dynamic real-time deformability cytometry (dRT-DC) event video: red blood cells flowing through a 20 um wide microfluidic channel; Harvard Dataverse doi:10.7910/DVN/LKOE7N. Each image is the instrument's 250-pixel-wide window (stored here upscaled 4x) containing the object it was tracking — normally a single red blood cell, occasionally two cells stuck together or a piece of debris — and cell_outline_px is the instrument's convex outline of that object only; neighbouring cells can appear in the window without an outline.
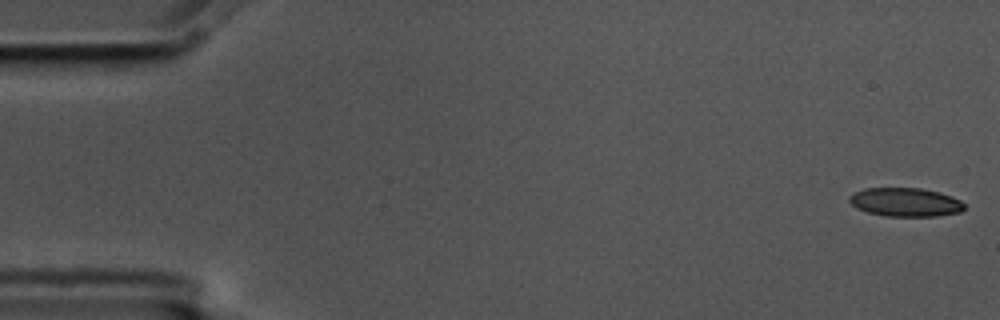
{"species": "common noctule bat (a hibernating species)", "species_latin": "Nyctalus noctula", "temperature_condition": "cold", "stored_images_in_passage": 17, "camera_frame_rate_fps": 3000, "um_per_image_px": 0.085, "animal": {"sex": "male", "body_mass_g": 17.5, "forearm_length_mm": 52.3}, "frame": {"image": 1, "passage_image": 1, "time_ms": 0.0, "image_size_px": [1000, 320], "cell_outline_px": [[964, 208], [960, 212], [936, 216], [884, 216], [868, 212], [856, 208], [848, 200], [848, 196], [852, 192], [864, 188], [920, 188], [940, 192], [952, 196], [960, 200], [964, 204]], "centroid_in_image_um": [76.92, 17.17], "position_along_channel_um": 8.1, "area_um2": 19.36}}